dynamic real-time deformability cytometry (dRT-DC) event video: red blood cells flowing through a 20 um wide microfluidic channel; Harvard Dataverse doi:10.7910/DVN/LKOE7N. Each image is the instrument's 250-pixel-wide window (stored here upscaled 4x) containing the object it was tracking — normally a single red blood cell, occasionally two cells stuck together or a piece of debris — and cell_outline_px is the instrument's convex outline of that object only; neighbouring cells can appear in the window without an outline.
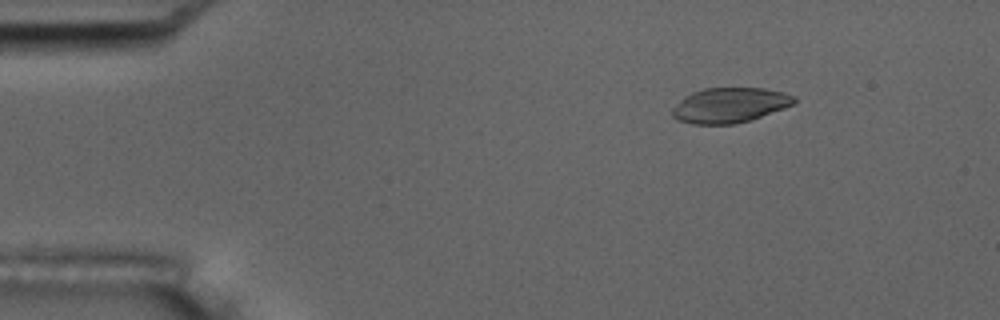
{"species": "common noctule bat (a hibernating species)", "species_latin": "Nyctalus noctula", "temperature_condition": "room temperature", "stored_images_in_passage": 17, "camera_frame_rate_fps": 3000, "um_per_image_px": 0.085, "animal": {"sex": "male", "body_mass_g": 17.5, "forearm_length_mm": 52.3}, "frame": {"image": 1, "passage_image": 1, "time_ms": 0.0, "image_size_px": [1000, 320], "cell_outline_px": [[796, 104], [752, 120], [732, 124], [692, 124], [676, 120], [672, 116], [672, 108], [684, 96], [692, 92], [704, 88], [764, 88], [784, 92], [796, 96]], "centroid_in_image_um": [62.05, 8.94], "position_along_channel_um": 23.0, "area_um2": 25.2}}